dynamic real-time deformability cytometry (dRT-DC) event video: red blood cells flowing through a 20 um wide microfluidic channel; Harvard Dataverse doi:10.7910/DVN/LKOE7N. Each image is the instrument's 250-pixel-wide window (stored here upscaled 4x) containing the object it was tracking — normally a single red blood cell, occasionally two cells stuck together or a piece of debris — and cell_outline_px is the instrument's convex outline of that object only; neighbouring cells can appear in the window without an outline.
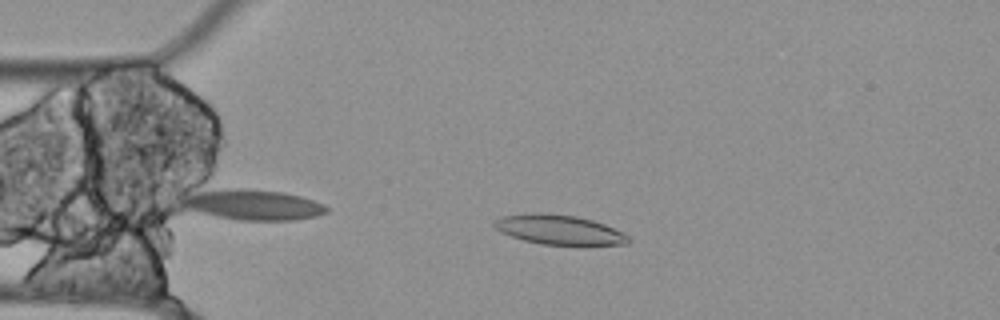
{"species": "Egyptian fruit bat (a non-hibernating species)", "species_latin": "Rousettus aegyptiacus", "temperature_condition": "cold", "stored_images_in_passage": 38, "segment_of_instrument_passage": [1, 2], "camera_frame_rate_fps": 3000, "um_per_image_px": 0.085, "animal": {"sex": "female"}, "frame": {"image": 1, "passage_image": 1, "time_ms": 0.0, "image_size_px": [1000, 320], "cell_outline_px": [[632, 240], [628, 244], [580, 248], [540, 244], [524, 240], [500, 232], [492, 224], [492, 220], [500, 216], [532, 212], [540, 212], [576, 216], [592, 220], [604, 224], [628, 236]], "centroid_in_image_um": [47.55, 19.57], "position_along_channel_um": 37.4, "area_um2": 24.28}}
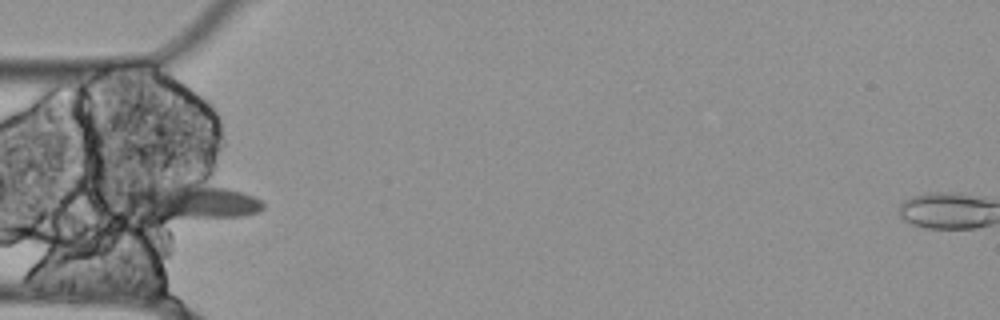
{"frame": {"image": 2, "passage_image": 6, "time_ms": 1.667, "image_size_px": [1000, 320], "cell_outline_px": [[264, 208], [256, 212], [244, 216], [164, 220], [132, 212], [108, 204], [112, 196], [124, 188], [168, 176], [204, 172], [260, 200], [264, 204]], "centroid_in_image_um": [15.84, 16.87], "position_along_channel_um": 69.2, "area_um2": 36.07}}